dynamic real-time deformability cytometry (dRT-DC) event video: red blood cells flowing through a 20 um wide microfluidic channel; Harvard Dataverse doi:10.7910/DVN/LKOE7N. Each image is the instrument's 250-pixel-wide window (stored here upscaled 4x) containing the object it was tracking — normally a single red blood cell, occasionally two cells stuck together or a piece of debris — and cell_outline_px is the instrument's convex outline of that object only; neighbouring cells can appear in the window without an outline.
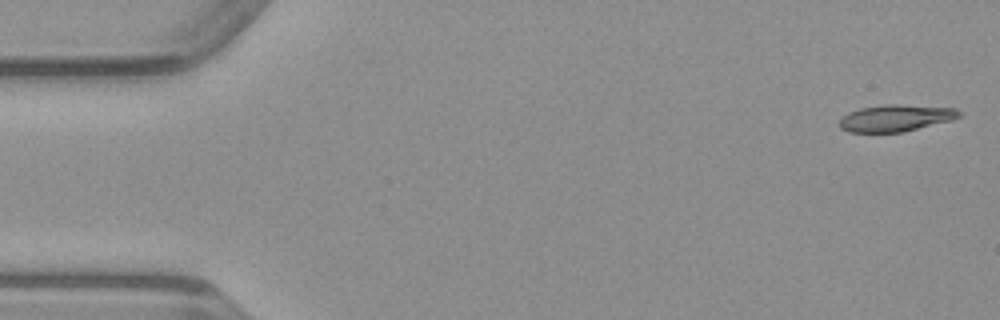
{"species": "common noctule bat (a hibernating species)", "species_latin": "Nyctalus noctula", "temperature_condition": "warm", "stored_images_in_passage": 49, "camera_frame_rate_fps": 3000, "um_per_image_px": 0.085, "animal": {"sex": "male", "body_mass_g": 23.1, "forearm_length_mm": 52.7}, "frame": {"image": 1, "passage_image": 1, "time_ms": 0.0, "image_size_px": [1000, 320], "cell_outline_px": [[960, 116], [952, 120], [904, 132], [848, 132], [840, 128], [840, 120], [848, 112], [860, 108], [884, 104], [900, 104], [956, 108], [960, 112]], "centroid_in_image_um": [76.14, 10.03], "position_along_channel_um": 8.9, "area_um2": 18.73}}
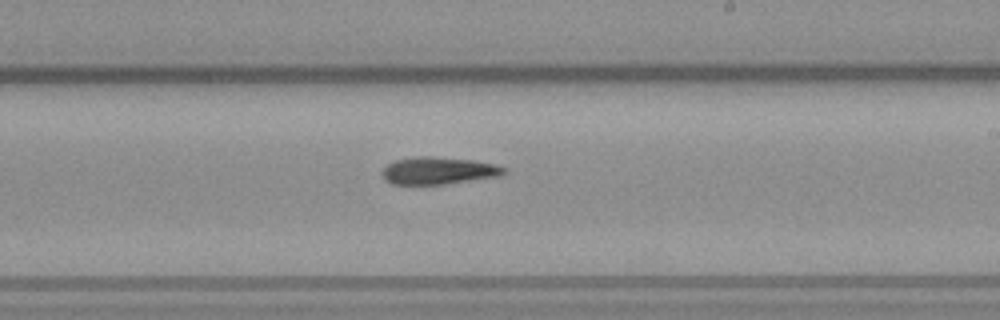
{"frame": {"image": 2, "passage_image": 28, "time_ms": 9.0, "image_size_px": [1000, 320], "cell_outline_px": [[508, 172], [504, 176], [444, 184], [392, 184], [384, 180], [384, 168], [388, 164], [396, 160], [416, 156], [428, 156], [476, 160], [496, 164], [508, 168]], "centroid_in_image_um": [37.38, 14.5], "position_along_channel_um": 251.6, "area_um2": 19.59}}
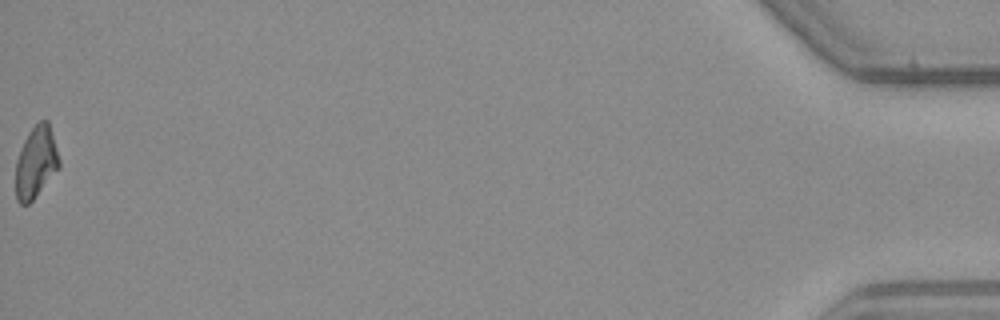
{"frame": {"image": 3, "passage_image": 49, "time_ms": 16.0, "image_size_px": [1000, 320], "cell_outline_px": [[60, 168], [32, 200], [28, 204], [20, 204], [16, 200], [16, 160], [20, 148], [28, 132], [40, 120], [48, 120], [60, 160]], "centroid_in_image_um": [3.05, 13.79], "position_along_channel_um": 432.1, "area_um2": 18.15}}